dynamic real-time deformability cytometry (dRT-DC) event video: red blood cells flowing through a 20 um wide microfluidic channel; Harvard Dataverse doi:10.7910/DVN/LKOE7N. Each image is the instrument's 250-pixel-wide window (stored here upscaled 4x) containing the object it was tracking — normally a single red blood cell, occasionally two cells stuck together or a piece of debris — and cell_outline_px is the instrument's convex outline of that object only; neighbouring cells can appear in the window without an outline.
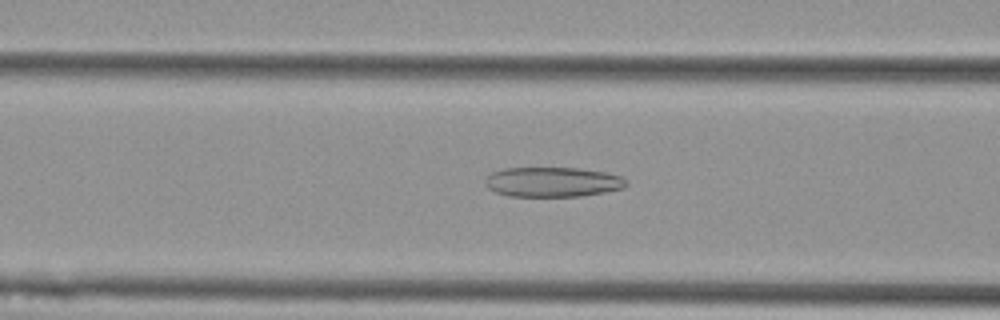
{"species": "Egyptian fruit bat (a non-hibernating species)", "species_latin": "Rousettus aegyptiacus", "temperature_condition": "cold", "stored_images_in_passage": 56, "camera_frame_rate_fps": 3000, "um_per_image_px": 0.085, "animal": {"sex": "female"}, "frame": {"image": 1, "passage_image": 22, "time_ms": 7.0, "image_size_px": [1000, 320], "cell_outline_px": [[628, 184], [624, 188], [604, 192], [580, 196], [508, 196], [496, 192], [488, 188], [484, 184], [484, 180], [492, 172], [504, 168], [576, 168], [604, 172], [620, 176], [628, 180]], "centroid_in_image_um": [46.96, 15.47], "position_along_channel_um": 119.6, "area_um2": 24.51}}
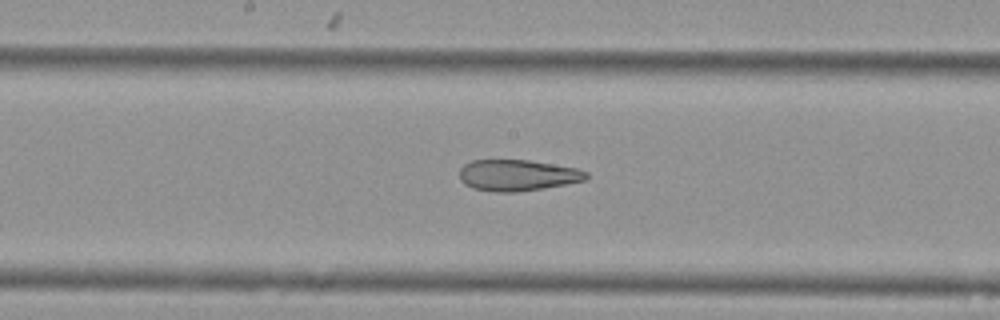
{"frame": {"image": 2, "passage_image": 29, "time_ms": 9.333, "image_size_px": [1000, 320], "cell_outline_px": [[588, 180], [544, 188], [516, 192], [492, 192], [472, 188], [464, 184], [460, 180], [460, 168], [464, 164], [472, 160], [528, 160], [576, 168], [588, 172]], "centroid_in_image_um": [43.98, 14.9], "position_along_channel_um": 204.2, "area_um2": 23.18}}
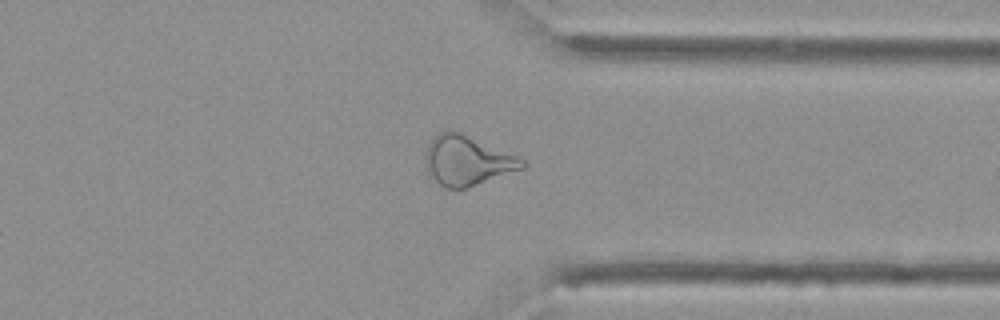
{"frame": {"image": 3, "passage_image": 43, "time_ms": 14.0, "image_size_px": [1000, 320], "cell_outline_px": [[528, 164], [524, 168], [468, 188], [444, 188], [428, 172], [424, 156], [428, 144], [440, 132], [448, 128], [460, 132], [516, 156], [524, 160]], "centroid_in_image_um": [39.7, 13.65], "position_along_channel_um": 371.7, "area_um2": 27.8}, "authors_computed_cell_mechanics": {"area_um2": 29.5936, "velocity_mm_per_s": 3.6251, "shape_relaxation_time_tau1_ms": null, "shape_relaxation_time_tau2_ms": 3.3073, "deformation_change_tau1": null, "deformation_change_tau2": 0.1304}}